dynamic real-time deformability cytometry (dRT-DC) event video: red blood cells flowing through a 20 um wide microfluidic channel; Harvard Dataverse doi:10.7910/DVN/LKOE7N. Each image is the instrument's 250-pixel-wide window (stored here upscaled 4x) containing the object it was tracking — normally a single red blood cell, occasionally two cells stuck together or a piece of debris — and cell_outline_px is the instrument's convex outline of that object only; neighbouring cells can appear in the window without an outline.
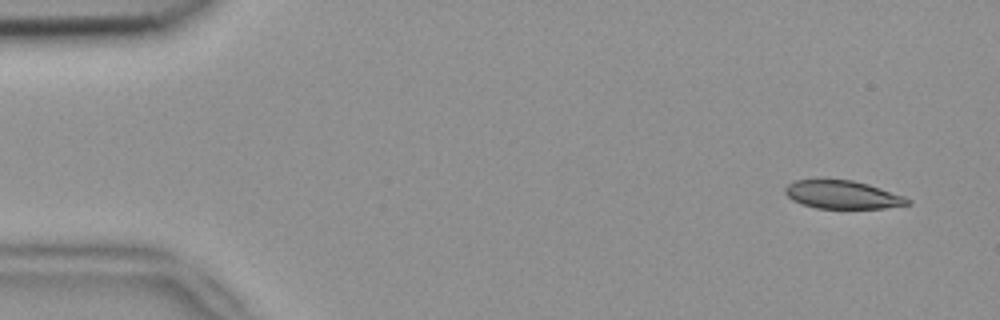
{"species": "common noctule bat (a hibernating species)", "species_latin": "Nyctalus noctula", "temperature_condition": "room temperature", "stored_images_in_passage": 7, "camera_frame_rate_fps": 3000, "um_per_image_px": 0.085, "animal": {"sex": "female", "body_mass_g": 18.4}, "frame": {"image": 1, "passage_image": 1, "time_ms": 0.0, "image_size_px": [1000, 320], "cell_outline_px": [[912, 204], [884, 208], [816, 208], [800, 204], [792, 200], [784, 192], [784, 188], [792, 180], [852, 180], [868, 184], [904, 196], [912, 200]], "centroid_in_image_um": [71.61, 16.55], "position_along_channel_um": 13.4, "area_um2": 20.11}}
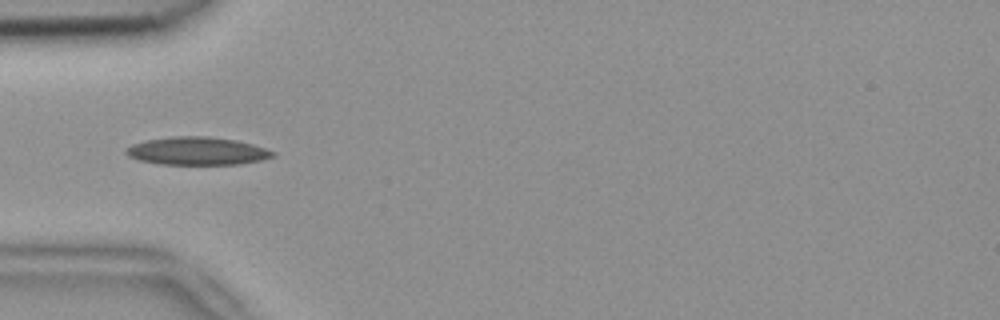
{"frame": {"image": 2, "passage_image": 4, "time_ms": 1.0, "image_size_px": [1000, 320], "cell_outline_px": [[276, 156], [260, 160], [240, 164], [160, 164], [140, 160], [128, 156], [124, 152], [124, 148], [132, 144], [144, 140], [172, 136], [208, 136], [236, 140], [252, 144], [276, 152]], "centroid_in_image_um": [16.73, 12.83], "position_along_channel_um": 68.3, "area_um2": 23.99}}
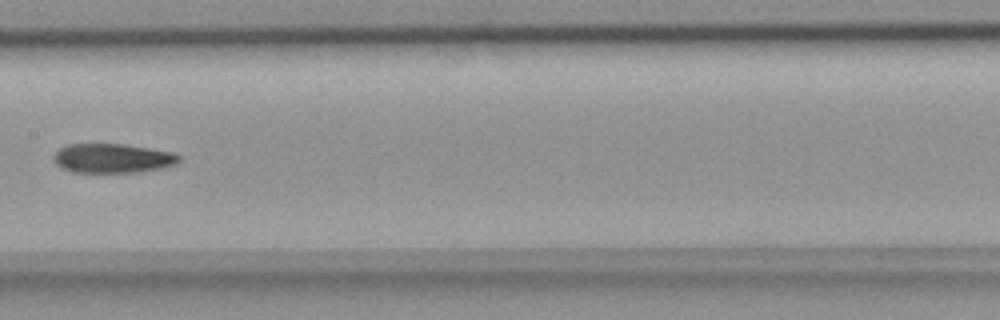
{"frame": {"image": 3, "passage_image": 7, "time_ms": 2.0, "image_size_px": [1000, 320], "cell_outline_px": [[180, 160], [176, 164], [160, 168], [140, 172], [72, 172], [60, 168], [52, 160], [52, 156], [60, 148], [68, 144], [124, 144], [176, 152], [180, 156]], "centroid_in_image_um": [9.56, 13.45], "position_along_channel_um": 197.8, "area_um2": 21.62}}